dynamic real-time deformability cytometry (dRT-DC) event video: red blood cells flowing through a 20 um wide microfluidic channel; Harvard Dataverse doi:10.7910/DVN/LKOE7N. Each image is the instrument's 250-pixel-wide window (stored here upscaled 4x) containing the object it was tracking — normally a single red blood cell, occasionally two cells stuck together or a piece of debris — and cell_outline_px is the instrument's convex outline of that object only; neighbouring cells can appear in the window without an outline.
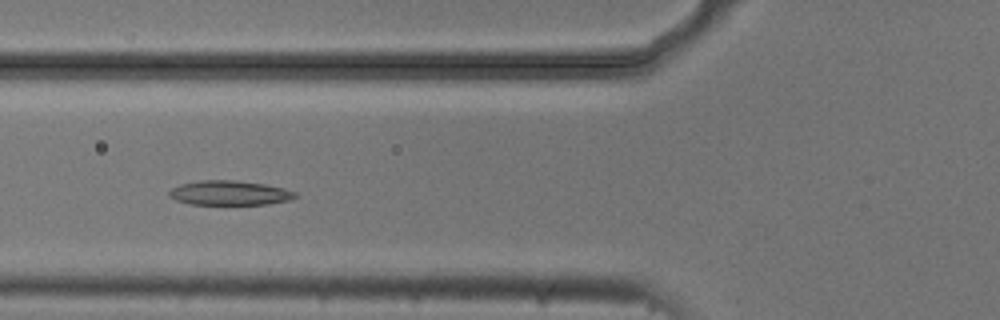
{"species": "common noctule bat (a hibernating species)", "species_latin": "Nyctalus noctula", "temperature_condition": "cold", "stored_images_in_passage": 8, "camera_frame_rate_fps": 3000, "um_per_image_px": 0.085, "animal": {"sex": "male", "body_mass_g": 20.5, "forearm_length_mm": 52.5}, "frame": {"image": 1, "passage_image": 6, "time_ms": 1.667, "image_size_px": [1000, 320], "cell_outline_px": [[296, 196], [288, 200], [268, 204], [192, 204], [176, 200], [168, 196], [168, 192], [172, 188], [180, 184], [200, 180], [232, 180], [264, 184], [284, 188], [296, 192]], "centroid_in_image_um": [19.48, 16.39], "position_along_channel_um": 106.3, "area_um2": 17.86}}
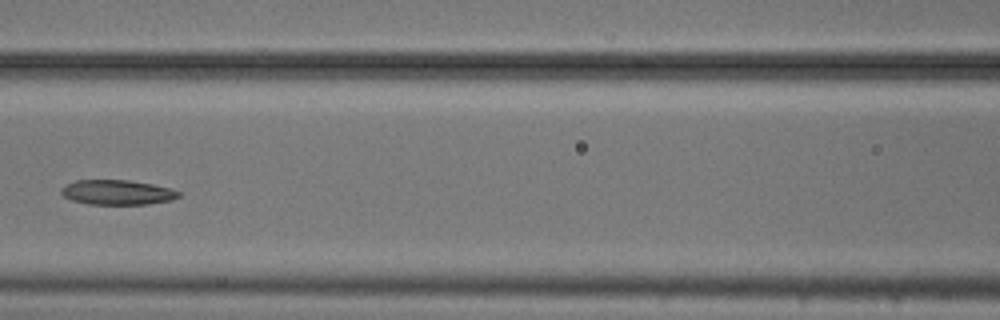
{"frame": {"image": 2, "passage_image": 7, "time_ms": 2.0, "image_size_px": [1000, 320], "cell_outline_px": [[184, 192], [180, 196], [172, 200], [148, 204], [88, 204], [72, 200], [64, 196], [60, 192], [60, 188], [64, 184], [76, 180], [128, 180], [152, 184]], "centroid_in_image_um": [9.96, 16.34], "position_along_channel_um": 156.6, "area_um2": 17.11}}
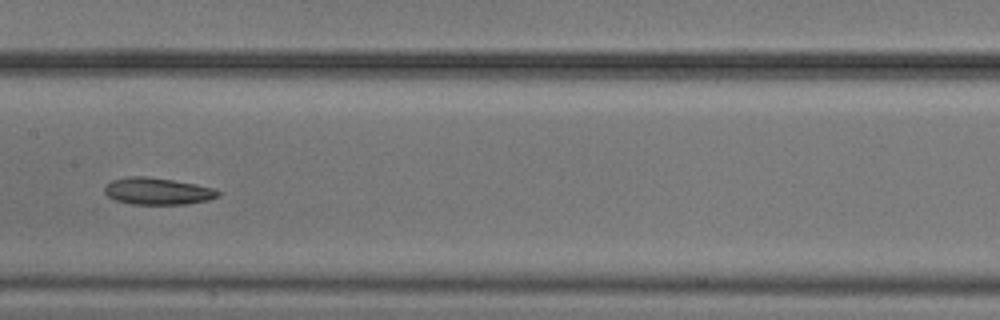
{"frame": {"image": 3, "passage_image": 8, "time_ms": 2.333, "image_size_px": [1000, 320], "cell_outline_px": [[220, 196], [208, 200], [184, 204], [132, 204], [116, 200], [108, 196], [104, 192], [104, 188], [112, 180], [128, 176], [144, 176], [172, 180], [212, 188], [220, 192]], "centroid_in_image_um": [13.37, 16.25], "position_along_channel_um": 194.0, "area_um2": 17.51}}